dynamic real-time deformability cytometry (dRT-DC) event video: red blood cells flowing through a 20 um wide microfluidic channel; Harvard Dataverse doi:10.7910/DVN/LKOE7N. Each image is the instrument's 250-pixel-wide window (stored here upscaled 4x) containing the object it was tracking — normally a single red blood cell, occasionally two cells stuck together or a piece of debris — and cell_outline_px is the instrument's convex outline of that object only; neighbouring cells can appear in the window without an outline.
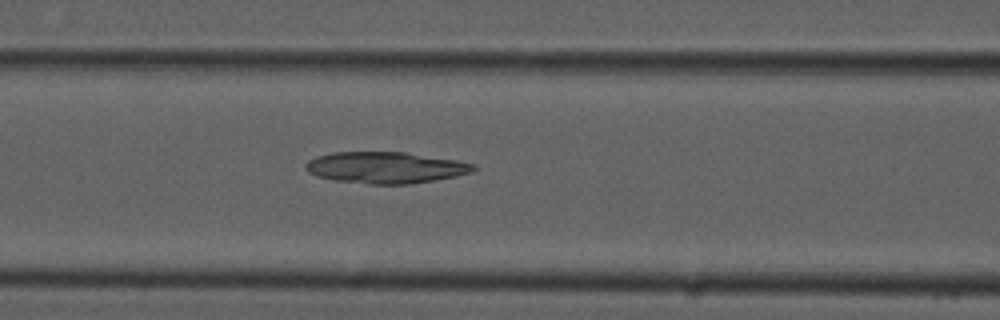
{"species": "common noctule bat (a hibernating species)", "species_latin": "Nyctalus noctula", "temperature_condition": "cold", "stored_images_in_passage": 38, "camera_frame_rate_fps": 3000, "um_per_image_px": 0.085, "animal": {"sex": "male", "forearm_length_mm": 52.5}, "frame": {"image": 1, "passage_image": 8, "time_ms": 2.333, "image_size_px": [1000, 320], "cell_outline_px": [[476, 168], [472, 172], [456, 176], [412, 184], [368, 184], [336, 180], [320, 176], [308, 172], [304, 168], [304, 164], [308, 160], [316, 156], [332, 152], [404, 152], [456, 160], [476, 164]], "centroid_in_image_um": [32.77, 14.24], "position_along_channel_um": 133.8, "area_um2": 30.69}}
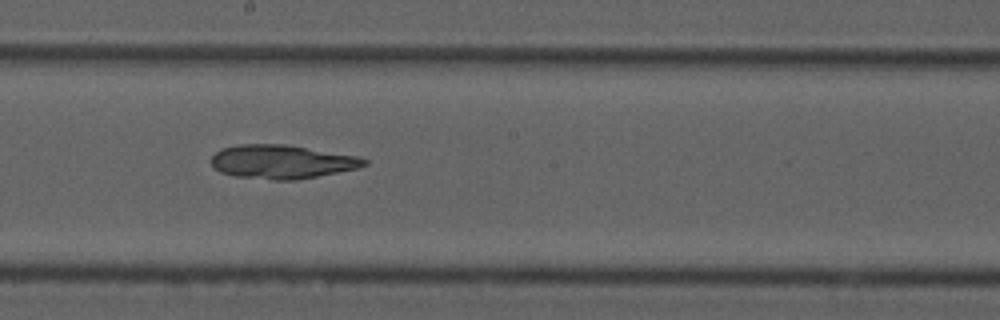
{"frame": {"image": 2, "passage_image": 15, "time_ms": 4.667, "image_size_px": [1000, 320], "cell_outline_px": [[368, 164], [356, 168], [296, 180], [272, 180], [236, 176], [220, 172], [212, 164], [212, 156], [216, 152], [224, 148], [240, 144], [284, 144], [356, 156], [368, 160]], "centroid_in_image_um": [23.94, 13.75], "position_along_channel_um": 224.3, "area_um2": 29.65}}
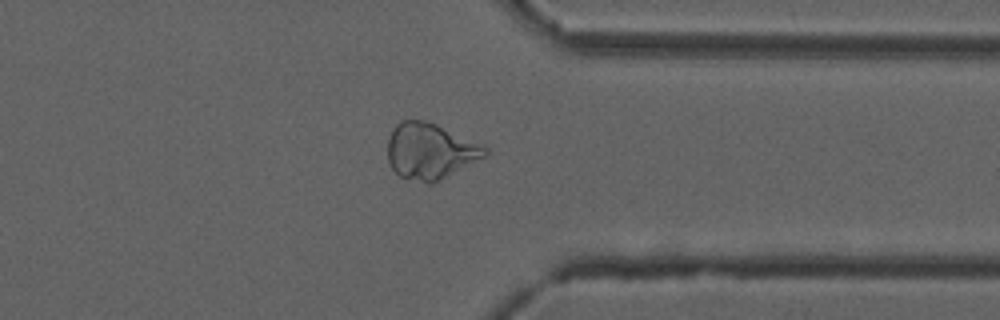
{"frame": {"image": 3, "passage_image": 27, "time_ms": 8.667, "image_size_px": [1000, 320], "cell_outline_px": [[488, 152], [484, 156], [432, 184], [428, 184], [400, 176], [392, 168], [388, 160], [388, 140], [392, 128], [400, 120], [424, 120], [436, 124], [484, 144], [488, 148]], "centroid_in_image_um": [36.55, 12.82], "position_along_channel_um": 374.8, "area_um2": 31.62}}